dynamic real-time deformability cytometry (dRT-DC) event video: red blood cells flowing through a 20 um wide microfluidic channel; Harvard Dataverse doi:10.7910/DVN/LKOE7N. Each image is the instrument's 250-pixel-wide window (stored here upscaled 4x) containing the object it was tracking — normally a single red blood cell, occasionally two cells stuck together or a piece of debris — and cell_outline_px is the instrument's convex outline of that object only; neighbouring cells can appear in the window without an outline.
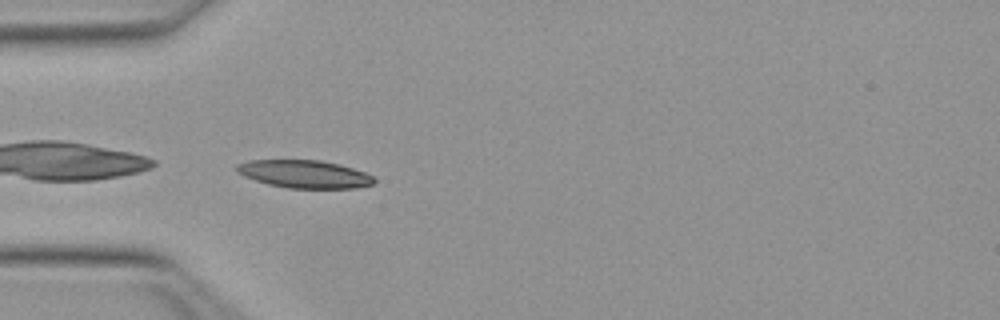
{"species": "Egyptian fruit bat (a non-hibernating species)", "species_latin": "Rousettus aegyptiacus", "temperature_condition": "warm", "stored_images_in_passage": 22, "camera_frame_rate_fps": 3000, "um_per_image_px": 0.085, "animal": {"sex": "female"}, "frame": {"image": 1, "passage_image": 1, "time_ms": 0.0, "image_size_px": [1000, 320], "cell_outline_px": [[376, 180], [372, 184], [356, 188], [288, 188], [268, 184], [244, 176], [236, 172], [236, 164], [248, 160], [320, 160], [340, 164], [364, 172], [372, 176]], "centroid_in_image_um": [25.86, 14.79], "position_along_channel_um": 59.1, "area_um2": 22.25}}
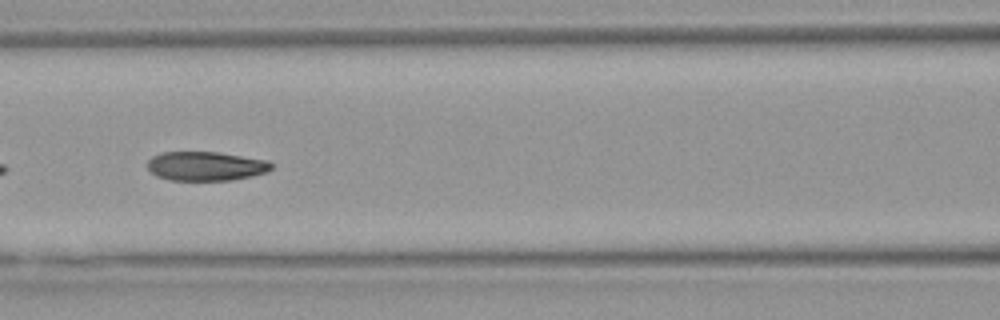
{"frame": {"image": 2, "passage_image": 8, "time_ms": 2.333, "image_size_px": [1000, 320], "cell_outline_px": [[272, 168], [268, 172], [252, 176], [232, 180], [168, 180], [156, 176], [148, 168], [148, 160], [152, 156], [160, 152], [220, 152], [268, 160], [272, 164]], "centroid_in_image_um": [17.51, 14.11], "position_along_channel_um": 149.1, "area_um2": 21.21}}
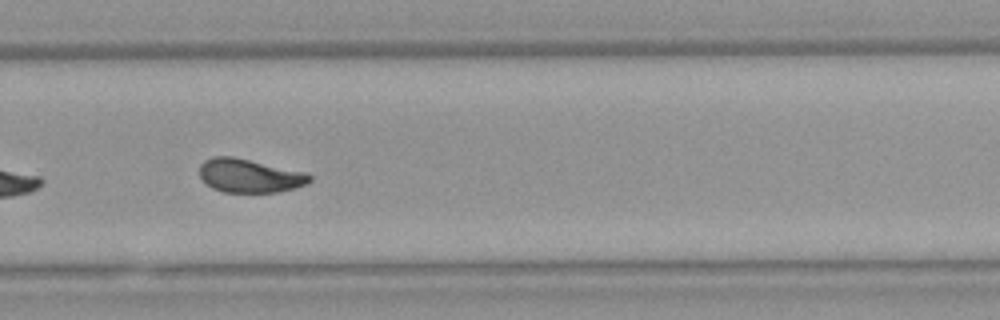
{"frame": {"image": 3, "passage_image": 20, "time_ms": 6.333, "image_size_px": [1000, 320], "cell_outline_px": [[312, 180], [296, 188], [280, 192], [224, 192], [212, 188], [200, 176], [200, 164], [204, 160], [212, 156], [232, 156], [308, 172], [312, 176]], "centroid_in_image_um": [21.24, 14.93], "position_along_channel_um": 308.6, "area_um2": 21.73}}